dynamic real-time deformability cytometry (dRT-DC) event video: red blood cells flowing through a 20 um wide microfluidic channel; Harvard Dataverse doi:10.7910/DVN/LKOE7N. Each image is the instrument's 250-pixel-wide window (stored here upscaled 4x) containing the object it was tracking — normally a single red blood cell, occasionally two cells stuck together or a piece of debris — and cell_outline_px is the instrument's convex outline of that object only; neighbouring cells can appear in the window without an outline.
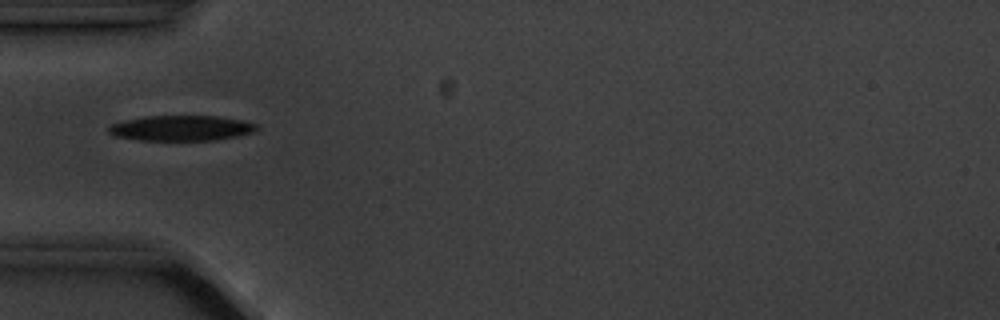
{"species": "common noctule bat (a hibernating species)", "species_latin": "Nyctalus noctula", "temperature_condition": "cold", "stored_images_in_passage": 10, "camera_frame_rate_fps": 3000, "um_per_image_px": 0.085, "animal": {"sex": "male", "body_mass_g": 20.1, "forearm_length_mm": 53.5}, "frame": {"image": 1, "passage_image": 6, "time_ms": 6.0, "image_size_px": [1000, 320], "cell_outline_px": [[256, 132], [216, 140], [140, 140], [116, 136], [108, 132], [108, 128], [112, 124], [124, 120], [144, 116], [216, 116], [240, 120], [256, 124]], "centroid_in_image_um": [15.39, 10.89], "position_along_channel_um": 69.6, "area_um2": 21.68}}